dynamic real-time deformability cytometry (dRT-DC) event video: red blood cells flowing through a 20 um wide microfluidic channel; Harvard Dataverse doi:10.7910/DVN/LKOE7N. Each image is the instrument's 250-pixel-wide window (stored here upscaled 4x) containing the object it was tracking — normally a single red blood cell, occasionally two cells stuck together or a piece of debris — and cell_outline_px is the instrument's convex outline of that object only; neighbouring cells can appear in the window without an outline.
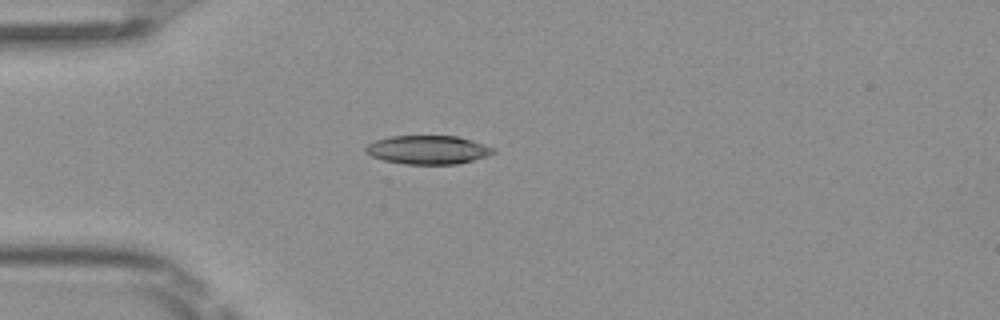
{"species": "Egyptian fruit bat (a non-hibernating species)", "species_latin": "Rousettus aegyptiacus", "temperature_condition": "room temperature", "stored_images_in_passage": 37, "camera_frame_rate_fps": 3000, "um_per_image_px": 0.085, "frame": {"image": 1, "passage_image": 1, "time_ms": 0.0, "image_size_px": [1000, 320], "cell_outline_px": [[496, 152], [488, 156], [456, 164], [404, 164], [384, 160], [372, 156], [364, 152], [364, 148], [368, 144], [376, 140], [392, 136], [456, 136], [472, 140], [496, 148]], "centroid_in_image_um": [36.39, 12.73], "position_along_channel_um": 48.6, "area_um2": 21.33}}
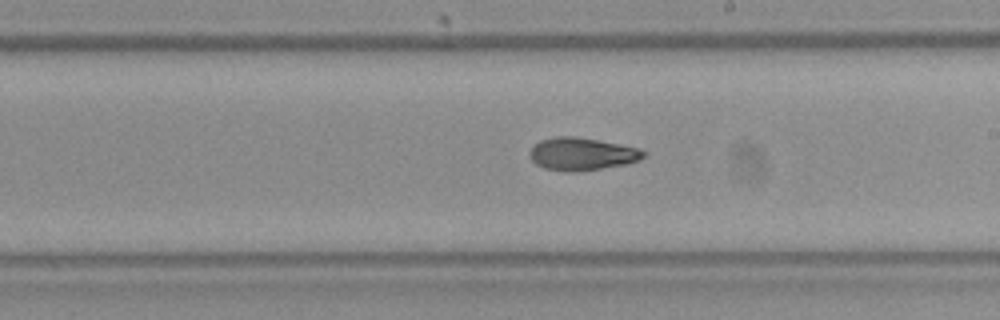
{"frame": {"image": 2, "passage_image": 16, "time_ms": 5.0, "image_size_px": [1000, 320], "cell_outline_px": [[648, 156], [640, 160], [628, 164], [576, 172], [572, 172], [544, 168], [536, 164], [532, 160], [528, 152], [540, 140], [556, 136], [576, 136], [620, 144], [640, 148], [648, 152]], "centroid_in_image_um": [49.52, 13.08], "position_along_channel_um": 239.5, "area_um2": 21.91}}
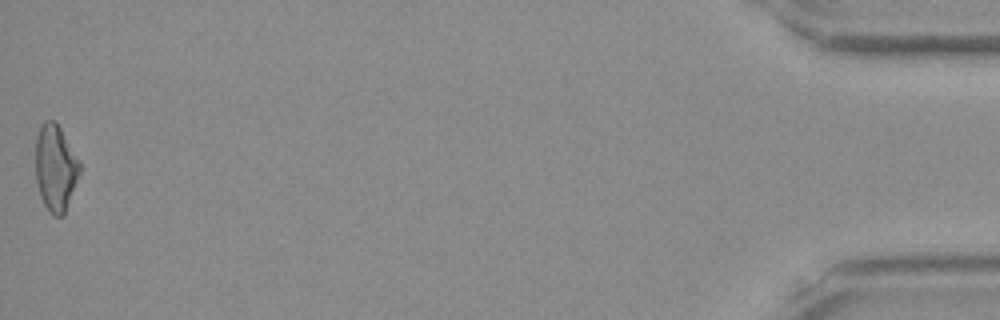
{"frame": {"image": 3, "passage_image": 37, "time_ms": 12.0, "image_size_px": [1000, 320], "cell_outline_px": [[80, 172], [64, 212], [60, 216], [52, 216], [48, 212], [40, 196], [36, 180], [36, 136], [40, 124], [44, 120], [56, 120], [80, 160]], "centroid_in_image_um": [4.7, 14.21], "position_along_channel_um": 430.5, "area_um2": 22.31}, "authors_computed_cell_mechanics": {"area_um2": 21.6172, "velocity_mm_per_s": 4.0929, "shape_relaxation_time_tau1_ms": 5.2359, "shape_relaxation_time_tau2_ms": 3.1225, "deformation_change_tau1": 0.217, "deformation_change_tau2": 0.1001}}